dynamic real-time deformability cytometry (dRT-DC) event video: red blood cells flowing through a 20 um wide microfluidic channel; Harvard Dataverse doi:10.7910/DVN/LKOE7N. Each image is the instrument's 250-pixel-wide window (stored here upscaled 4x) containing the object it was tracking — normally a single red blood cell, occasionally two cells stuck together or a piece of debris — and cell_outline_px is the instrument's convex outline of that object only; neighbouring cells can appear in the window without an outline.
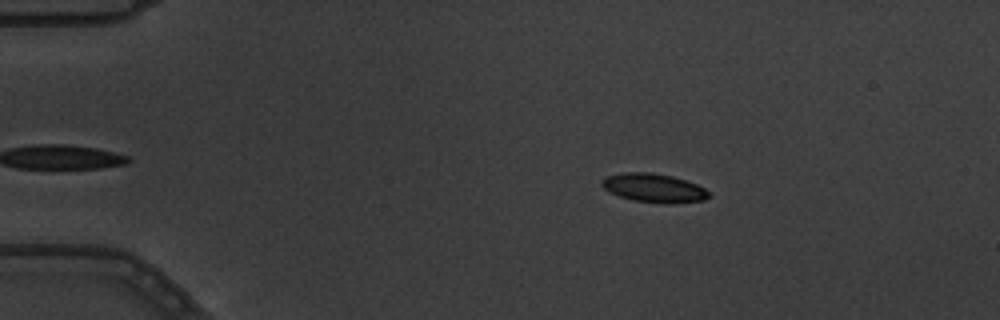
{"species": "common noctule bat (a hibernating species)", "species_latin": "Nyctalus noctula", "temperature_condition": "warm", "stored_images_in_passage": 4, "camera_frame_rate_fps": 3000, "um_per_image_px": 0.085, "animal": {"sex": "male", "body_mass_g": 19.5, "forearm_length_mm": 54.6}, "frame": {"image": 1, "passage_image": 1, "time_ms": 0.0, "image_size_px": [1000, 320], "cell_outline_px": [[712, 196], [704, 200], [668, 204], [664, 204], [632, 200], [608, 192], [600, 184], [600, 180], [604, 176], [624, 172], [648, 172], [672, 176], [696, 184], [704, 188]], "centroid_in_image_um": [55.54, 15.98], "position_along_channel_um": 29.5, "area_um2": 18.09}}
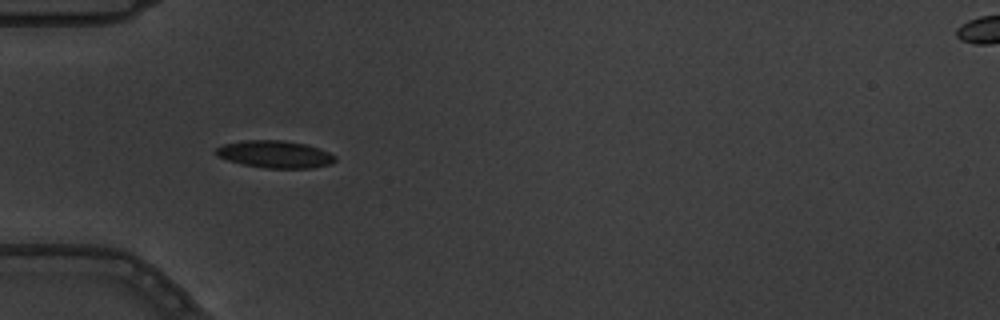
{"frame": {"image": 2, "passage_image": 3, "time_ms": 0.667, "image_size_px": [1000, 320], "cell_outline_px": [[336, 160], [332, 164], [312, 168], [264, 168], [244, 164], [228, 160], [216, 156], [212, 152], [216, 148], [224, 144], [240, 140], [284, 140], [304, 144], [320, 148], [336, 156]], "centroid_in_image_um": [23.36, 13.11], "position_along_channel_um": 61.6, "area_um2": 19.13}}